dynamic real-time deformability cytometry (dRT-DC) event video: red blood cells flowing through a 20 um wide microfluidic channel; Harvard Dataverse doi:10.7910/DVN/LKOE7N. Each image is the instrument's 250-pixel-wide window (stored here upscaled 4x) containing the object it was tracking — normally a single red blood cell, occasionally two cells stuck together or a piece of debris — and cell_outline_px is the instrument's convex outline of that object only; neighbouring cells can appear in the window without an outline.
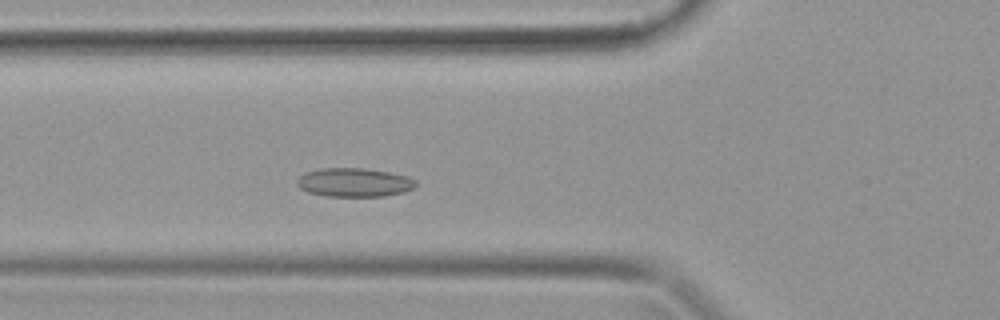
{"species": "common noctule bat (a hibernating species)", "species_latin": "Nyctalus noctula", "temperature_condition": "warm", "stored_images_in_passage": 36, "camera_frame_rate_fps": 3000, "um_per_image_px": 0.085, "animal": {"sex": "female", "body_mass_g": 19.9}, "frame": {"image": 1, "passage_image": 10, "time_ms": 3.0, "image_size_px": [1000, 320], "cell_outline_px": [[416, 184], [412, 188], [404, 192], [384, 196], [324, 196], [308, 192], [300, 188], [296, 184], [296, 180], [304, 172], [320, 168], [364, 168], [388, 172], [408, 176], [416, 180]], "centroid_in_image_um": [30.08, 15.5], "position_along_channel_um": 95.7, "area_um2": 20.0}}
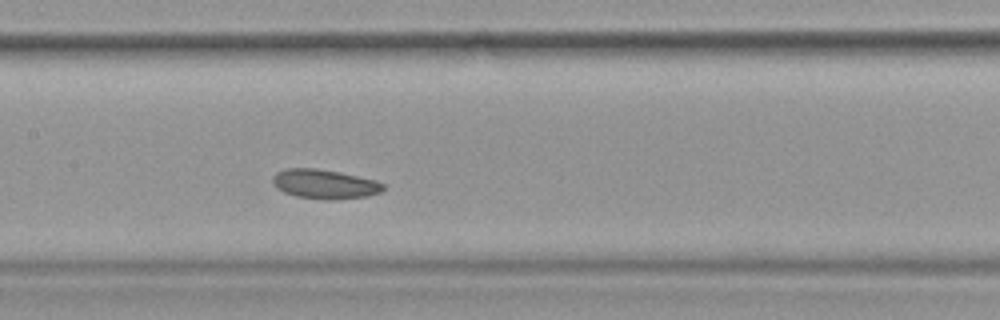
{"frame": {"image": 2, "passage_image": 15, "time_ms": 4.667, "image_size_px": [1000, 320], "cell_outline_px": [[384, 188], [380, 192], [368, 196], [296, 196], [284, 192], [276, 188], [272, 180], [272, 176], [276, 172], [284, 168], [316, 168], [340, 172], [376, 180], [384, 184]], "centroid_in_image_um": [27.54, 15.57], "position_along_channel_um": 179.9, "area_um2": 17.92}}
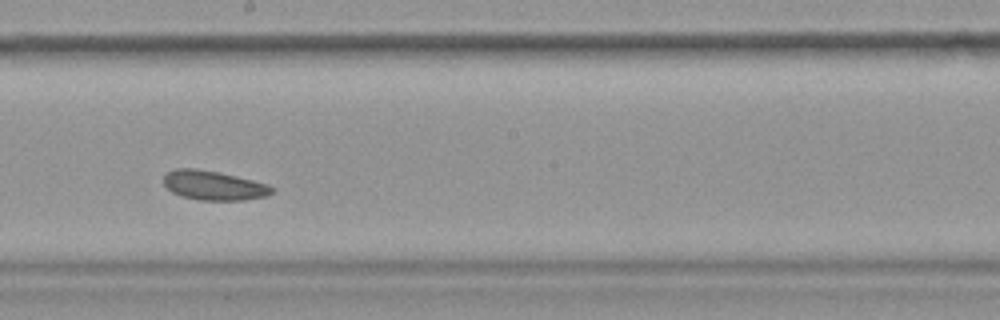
{"frame": {"image": 3, "passage_image": 18, "time_ms": 5.667, "image_size_px": [1000, 320], "cell_outline_px": [[272, 192], [264, 196], [244, 200], [200, 200], [184, 196], [172, 192], [164, 184], [164, 176], [168, 172], [176, 168], [196, 168], [220, 172], [268, 184], [272, 188]], "centroid_in_image_um": [18.14, 15.75], "position_along_channel_um": 230.1, "area_um2": 18.26}}